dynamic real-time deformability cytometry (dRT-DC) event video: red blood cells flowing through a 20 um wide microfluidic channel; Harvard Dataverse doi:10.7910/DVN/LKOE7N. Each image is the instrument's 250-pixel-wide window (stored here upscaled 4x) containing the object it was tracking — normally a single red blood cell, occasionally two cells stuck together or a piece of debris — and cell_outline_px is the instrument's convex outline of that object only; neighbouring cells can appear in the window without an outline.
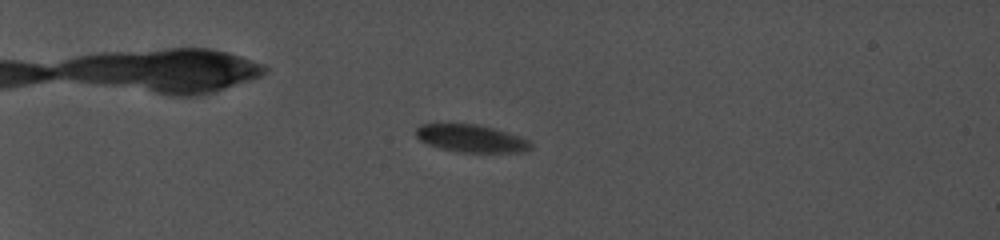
{"species": "common noctule bat (a hibernating species)", "species_latin": "Nyctalus noctula", "temperature_condition": "cold", "stored_images_in_passage": 75, "camera_frame_rate_fps": 5000, "um_per_image_px": 0.085, "animal": {"sex": "female", "body_mass_g": 19.0, "forearm_length_mm": 56.7}, "frame": {"image": 1, "passage_image": 23, "time_ms": 6.8, "image_size_px": [1000, 240], "cell_outline_px": [[532, 148], [524, 152], [456, 152], [440, 148], [428, 144], [420, 140], [416, 136], [416, 128], [420, 124], [480, 124], [508, 132], [520, 136], [528, 140], [532, 144]], "centroid_in_image_um": [40.07, 11.77], "position_along_channel_um": 44.9, "area_um2": 18.55}}
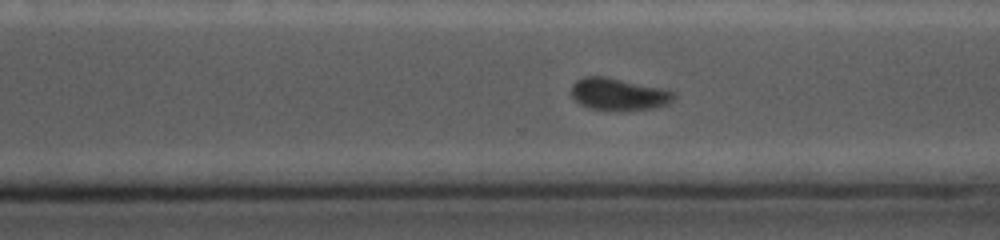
{"frame": {"image": 2, "passage_image": 64, "time_ms": 16.2, "image_size_px": [1000, 240], "cell_outline_px": [[676, 96], [668, 104], [656, 108], [608, 112], [588, 108], [580, 104], [572, 96], [572, 84], [576, 80], [584, 76], [608, 76], [664, 88], [676, 92]], "centroid_in_image_um": [52.6, 8.02], "position_along_channel_um": 318.0, "area_um2": 19.88}}
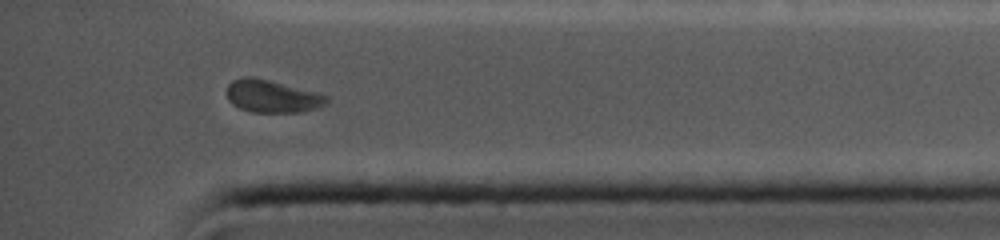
{"frame": {"image": 3, "passage_image": 75, "time_ms": 18.6, "image_size_px": [1000, 240], "cell_outline_px": [[328, 100], [320, 108], [300, 112], [252, 112], [240, 108], [232, 104], [228, 100], [228, 84], [232, 80], [244, 76], [248, 76], [268, 80], [316, 92], [328, 96]], "centroid_in_image_um": [23.13, 8.19], "position_along_channel_um": 412.1, "area_um2": 18.79}}